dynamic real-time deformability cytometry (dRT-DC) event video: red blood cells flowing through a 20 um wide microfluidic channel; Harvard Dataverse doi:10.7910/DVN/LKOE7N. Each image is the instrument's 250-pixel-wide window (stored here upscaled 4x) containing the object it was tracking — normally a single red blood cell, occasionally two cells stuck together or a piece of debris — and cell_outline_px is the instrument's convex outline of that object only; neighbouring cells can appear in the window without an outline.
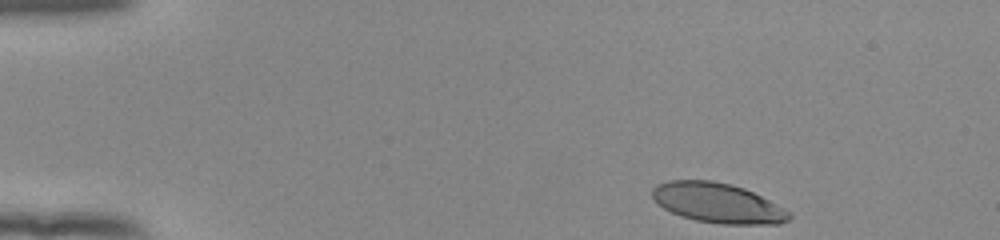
{"species": "human", "species_latin": "Homo sapiens", "temperature_condition": "room temperature", "stored_images_in_passage": 41, "camera_frame_rate_fps": 3000, "um_per_image_px": 0.085, "donor": {"sex": "female"}, "frame": {"image": 1, "passage_image": 1, "time_ms": 0.0, "image_size_px": [1000, 240], "cell_outline_px": [[792, 216], [788, 220], [780, 224], [724, 224], [696, 220], [680, 216], [664, 208], [652, 196], [652, 188], [656, 184], [668, 180], [712, 180], [732, 184], [744, 188], [768, 200], [788, 212]], "centroid_in_image_um": [60.97, 17.24], "position_along_channel_um": 24.0, "area_um2": 31.5}}
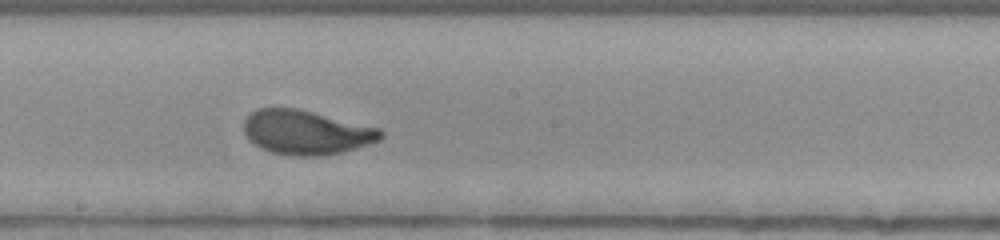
{"frame": {"image": 2, "passage_image": 24, "time_ms": 7.667, "image_size_px": [1000, 240], "cell_outline_px": [[384, 136], [380, 140], [344, 152], [316, 156], [292, 156], [272, 152], [260, 148], [248, 140], [244, 132], [244, 120], [256, 108], [296, 108], [380, 128], [384, 132]], "centroid_in_image_um": [26.02, 11.26], "position_along_channel_um": 222.2, "area_um2": 35.37}}
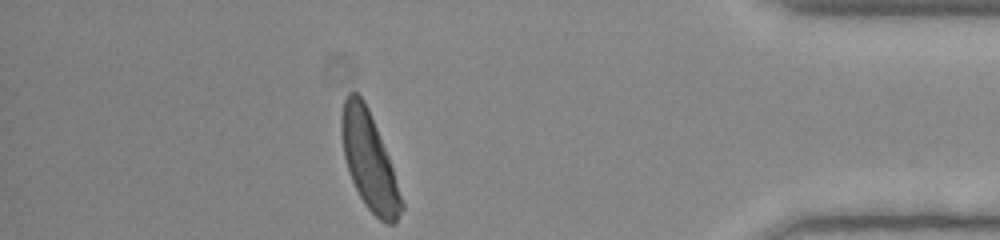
{"frame": {"image": 3, "passage_image": 41, "time_ms": 13.333, "image_size_px": [1000, 240], "cell_outline_px": [[404, 208], [396, 224], [388, 224], [380, 220], [364, 204], [352, 180], [344, 156], [340, 132], [340, 116], [344, 100], [348, 92], [356, 92], [364, 100], [368, 108], [388, 156], [404, 204]], "centroid_in_image_um": [31.37, 13.68], "position_along_channel_um": 403.8, "area_um2": 33.64}, "authors_computed_cell_mechanics": {"area_um2": 34.2176, "velocity_mm_per_s": 3.8537, "shape_relaxation_time_tau1_ms": 2.7574, "shape_relaxation_time_tau2_ms": null, "deformation_change_tau1": 0.1527, "deformation_change_tau2": null}}